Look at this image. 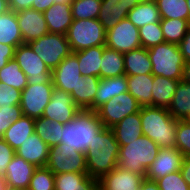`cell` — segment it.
Returning <instances> with one entry per match:
<instances>
[{"label": "cell", "mask_w": 190, "mask_h": 190, "mask_svg": "<svg viewBox=\"0 0 190 190\" xmlns=\"http://www.w3.org/2000/svg\"><path fill=\"white\" fill-rule=\"evenodd\" d=\"M119 150L113 131L104 127L85 152L88 175L99 180L117 167Z\"/></svg>", "instance_id": "cell-1"}, {"label": "cell", "mask_w": 190, "mask_h": 190, "mask_svg": "<svg viewBox=\"0 0 190 190\" xmlns=\"http://www.w3.org/2000/svg\"><path fill=\"white\" fill-rule=\"evenodd\" d=\"M141 129L160 148H175L178 120L168 108L142 106L140 109Z\"/></svg>", "instance_id": "cell-2"}, {"label": "cell", "mask_w": 190, "mask_h": 190, "mask_svg": "<svg viewBox=\"0 0 190 190\" xmlns=\"http://www.w3.org/2000/svg\"><path fill=\"white\" fill-rule=\"evenodd\" d=\"M104 128L98 119L96 111L80 110L75 118L64 124L61 143L63 147H73L85 153L96 136Z\"/></svg>", "instance_id": "cell-3"}, {"label": "cell", "mask_w": 190, "mask_h": 190, "mask_svg": "<svg viewBox=\"0 0 190 190\" xmlns=\"http://www.w3.org/2000/svg\"><path fill=\"white\" fill-rule=\"evenodd\" d=\"M160 147L143 135L127 145L120 146L117 167L146 178L147 169L156 159Z\"/></svg>", "instance_id": "cell-4"}, {"label": "cell", "mask_w": 190, "mask_h": 190, "mask_svg": "<svg viewBox=\"0 0 190 190\" xmlns=\"http://www.w3.org/2000/svg\"><path fill=\"white\" fill-rule=\"evenodd\" d=\"M152 74L182 80L185 61L177 44L164 42L148 49Z\"/></svg>", "instance_id": "cell-5"}, {"label": "cell", "mask_w": 190, "mask_h": 190, "mask_svg": "<svg viewBox=\"0 0 190 190\" xmlns=\"http://www.w3.org/2000/svg\"><path fill=\"white\" fill-rule=\"evenodd\" d=\"M66 37L71 52L106 45V30L98 19L73 20Z\"/></svg>", "instance_id": "cell-6"}, {"label": "cell", "mask_w": 190, "mask_h": 190, "mask_svg": "<svg viewBox=\"0 0 190 190\" xmlns=\"http://www.w3.org/2000/svg\"><path fill=\"white\" fill-rule=\"evenodd\" d=\"M52 72L71 52L66 35L47 33L28 43Z\"/></svg>", "instance_id": "cell-7"}, {"label": "cell", "mask_w": 190, "mask_h": 190, "mask_svg": "<svg viewBox=\"0 0 190 190\" xmlns=\"http://www.w3.org/2000/svg\"><path fill=\"white\" fill-rule=\"evenodd\" d=\"M46 167L54 174L88 173L85 153H81L73 147H63V143L49 147Z\"/></svg>", "instance_id": "cell-8"}, {"label": "cell", "mask_w": 190, "mask_h": 190, "mask_svg": "<svg viewBox=\"0 0 190 190\" xmlns=\"http://www.w3.org/2000/svg\"><path fill=\"white\" fill-rule=\"evenodd\" d=\"M138 101L127 91L112 97L97 110L98 119L105 128H112L124 117L141 109Z\"/></svg>", "instance_id": "cell-9"}, {"label": "cell", "mask_w": 190, "mask_h": 190, "mask_svg": "<svg viewBox=\"0 0 190 190\" xmlns=\"http://www.w3.org/2000/svg\"><path fill=\"white\" fill-rule=\"evenodd\" d=\"M14 60L26 74L28 84L48 83L52 79L51 71L28 44L24 43L15 49Z\"/></svg>", "instance_id": "cell-10"}, {"label": "cell", "mask_w": 190, "mask_h": 190, "mask_svg": "<svg viewBox=\"0 0 190 190\" xmlns=\"http://www.w3.org/2000/svg\"><path fill=\"white\" fill-rule=\"evenodd\" d=\"M54 90L52 79L48 83L28 84L21 92L22 113L33 119L42 117Z\"/></svg>", "instance_id": "cell-11"}, {"label": "cell", "mask_w": 190, "mask_h": 190, "mask_svg": "<svg viewBox=\"0 0 190 190\" xmlns=\"http://www.w3.org/2000/svg\"><path fill=\"white\" fill-rule=\"evenodd\" d=\"M105 46L121 53L141 48L139 28L127 18L121 20L113 28L106 31Z\"/></svg>", "instance_id": "cell-12"}, {"label": "cell", "mask_w": 190, "mask_h": 190, "mask_svg": "<svg viewBox=\"0 0 190 190\" xmlns=\"http://www.w3.org/2000/svg\"><path fill=\"white\" fill-rule=\"evenodd\" d=\"M80 110L70 93L54 87L51 100L46 105L42 116L65 124L72 121Z\"/></svg>", "instance_id": "cell-13"}, {"label": "cell", "mask_w": 190, "mask_h": 190, "mask_svg": "<svg viewBox=\"0 0 190 190\" xmlns=\"http://www.w3.org/2000/svg\"><path fill=\"white\" fill-rule=\"evenodd\" d=\"M53 86L71 93L76 91V86L82 75L79 69L77 56L72 52L51 72Z\"/></svg>", "instance_id": "cell-14"}, {"label": "cell", "mask_w": 190, "mask_h": 190, "mask_svg": "<svg viewBox=\"0 0 190 190\" xmlns=\"http://www.w3.org/2000/svg\"><path fill=\"white\" fill-rule=\"evenodd\" d=\"M184 156L177 148H161L156 159L149 166L146 178L156 181L167 174L179 171Z\"/></svg>", "instance_id": "cell-15"}, {"label": "cell", "mask_w": 190, "mask_h": 190, "mask_svg": "<svg viewBox=\"0 0 190 190\" xmlns=\"http://www.w3.org/2000/svg\"><path fill=\"white\" fill-rule=\"evenodd\" d=\"M16 15L23 43L28 44L49 33L43 12L25 9L16 12Z\"/></svg>", "instance_id": "cell-16"}, {"label": "cell", "mask_w": 190, "mask_h": 190, "mask_svg": "<svg viewBox=\"0 0 190 190\" xmlns=\"http://www.w3.org/2000/svg\"><path fill=\"white\" fill-rule=\"evenodd\" d=\"M142 0H102L98 21L106 31L121 20L127 18L128 12Z\"/></svg>", "instance_id": "cell-17"}, {"label": "cell", "mask_w": 190, "mask_h": 190, "mask_svg": "<svg viewBox=\"0 0 190 190\" xmlns=\"http://www.w3.org/2000/svg\"><path fill=\"white\" fill-rule=\"evenodd\" d=\"M144 177L115 167L99 179V190H138Z\"/></svg>", "instance_id": "cell-18"}, {"label": "cell", "mask_w": 190, "mask_h": 190, "mask_svg": "<svg viewBox=\"0 0 190 190\" xmlns=\"http://www.w3.org/2000/svg\"><path fill=\"white\" fill-rule=\"evenodd\" d=\"M36 168V166L15 154L7 166L6 174L3 176L6 186L27 190Z\"/></svg>", "instance_id": "cell-19"}, {"label": "cell", "mask_w": 190, "mask_h": 190, "mask_svg": "<svg viewBox=\"0 0 190 190\" xmlns=\"http://www.w3.org/2000/svg\"><path fill=\"white\" fill-rule=\"evenodd\" d=\"M15 154L36 167H45L49 146L34 132L15 150Z\"/></svg>", "instance_id": "cell-20"}, {"label": "cell", "mask_w": 190, "mask_h": 190, "mask_svg": "<svg viewBox=\"0 0 190 190\" xmlns=\"http://www.w3.org/2000/svg\"><path fill=\"white\" fill-rule=\"evenodd\" d=\"M44 18L47 23L49 33L66 35L72 24L71 4L51 5L45 12Z\"/></svg>", "instance_id": "cell-21"}, {"label": "cell", "mask_w": 190, "mask_h": 190, "mask_svg": "<svg viewBox=\"0 0 190 190\" xmlns=\"http://www.w3.org/2000/svg\"><path fill=\"white\" fill-rule=\"evenodd\" d=\"M55 190H99V180L88 173L55 174Z\"/></svg>", "instance_id": "cell-22"}, {"label": "cell", "mask_w": 190, "mask_h": 190, "mask_svg": "<svg viewBox=\"0 0 190 190\" xmlns=\"http://www.w3.org/2000/svg\"><path fill=\"white\" fill-rule=\"evenodd\" d=\"M99 81L100 78L97 76H82L76 86V91L70 93L74 103L81 110L94 111V99L98 91Z\"/></svg>", "instance_id": "cell-23"}, {"label": "cell", "mask_w": 190, "mask_h": 190, "mask_svg": "<svg viewBox=\"0 0 190 190\" xmlns=\"http://www.w3.org/2000/svg\"><path fill=\"white\" fill-rule=\"evenodd\" d=\"M128 91L127 76L100 79L94 99V111L118 94Z\"/></svg>", "instance_id": "cell-24"}, {"label": "cell", "mask_w": 190, "mask_h": 190, "mask_svg": "<svg viewBox=\"0 0 190 190\" xmlns=\"http://www.w3.org/2000/svg\"><path fill=\"white\" fill-rule=\"evenodd\" d=\"M120 146L127 145L138 137L143 136L141 129L140 111L124 117L119 123L110 128Z\"/></svg>", "instance_id": "cell-25"}, {"label": "cell", "mask_w": 190, "mask_h": 190, "mask_svg": "<svg viewBox=\"0 0 190 190\" xmlns=\"http://www.w3.org/2000/svg\"><path fill=\"white\" fill-rule=\"evenodd\" d=\"M153 74L127 76L128 92L141 106H152Z\"/></svg>", "instance_id": "cell-26"}, {"label": "cell", "mask_w": 190, "mask_h": 190, "mask_svg": "<svg viewBox=\"0 0 190 190\" xmlns=\"http://www.w3.org/2000/svg\"><path fill=\"white\" fill-rule=\"evenodd\" d=\"M35 119L22 115L16 122L4 132L2 138L16 150L34 133Z\"/></svg>", "instance_id": "cell-27"}, {"label": "cell", "mask_w": 190, "mask_h": 190, "mask_svg": "<svg viewBox=\"0 0 190 190\" xmlns=\"http://www.w3.org/2000/svg\"><path fill=\"white\" fill-rule=\"evenodd\" d=\"M123 55L126 76L152 74V63L148 49L141 47L123 53Z\"/></svg>", "instance_id": "cell-28"}, {"label": "cell", "mask_w": 190, "mask_h": 190, "mask_svg": "<svg viewBox=\"0 0 190 190\" xmlns=\"http://www.w3.org/2000/svg\"><path fill=\"white\" fill-rule=\"evenodd\" d=\"M181 80H173L154 75L152 87V106L168 108L172 103L173 95Z\"/></svg>", "instance_id": "cell-29"}, {"label": "cell", "mask_w": 190, "mask_h": 190, "mask_svg": "<svg viewBox=\"0 0 190 190\" xmlns=\"http://www.w3.org/2000/svg\"><path fill=\"white\" fill-rule=\"evenodd\" d=\"M73 53L77 56L80 73L83 77L97 76L100 78L103 46H94Z\"/></svg>", "instance_id": "cell-30"}, {"label": "cell", "mask_w": 190, "mask_h": 190, "mask_svg": "<svg viewBox=\"0 0 190 190\" xmlns=\"http://www.w3.org/2000/svg\"><path fill=\"white\" fill-rule=\"evenodd\" d=\"M127 19L137 28L160 22V14L154 0H142L128 12Z\"/></svg>", "instance_id": "cell-31"}, {"label": "cell", "mask_w": 190, "mask_h": 190, "mask_svg": "<svg viewBox=\"0 0 190 190\" xmlns=\"http://www.w3.org/2000/svg\"><path fill=\"white\" fill-rule=\"evenodd\" d=\"M0 44L11 45L15 48L24 44L16 12L12 10L0 15Z\"/></svg>", "instance_id": "cell-32"}, {"label": "cell", "mask_w": 190, "mask_h": 190, "mask_svg": "<svg viewBox=\"0 0 190 190\" xmlns=\"http://www.w3.org/2000/svg\"><path fill=\"white\" fill-rule=\"evenodd\" d=\"M100 79L125 75L124 55L103 45Z\"/></svg>", "instance_id": "cell-33"}, {"label": "cell", "mask_w": 190, "mask_h": 190, "mask_svg": "<svg viewBox=\"0 0 190 190\" xmlns=\"http://www.w3.org/2000/svg\"><path fill=\"white\" fill-rule=\"evenodd\" d=\"M168 111L177 120L190 116V83L179 81Z\"/></svg>", "instance_id": "cell-34"}, {"label": "cell", "mask_w": 190, "mask_h": 190, "mask_svg": "<svg viewBox=\"0 0 190 190\" xmlns=\"http://www.w3.org/2000/svg\"><path fill=\"white\" fill-rule=\"evenodd\" d=\"M63 126L64 123L55 122L42 116L35 119L34 132L51 147L61 143Z\"/></svg>", "instance_id": "cell-35"}, {"label": "cell", "mask_w": 190, "mask_h": 190, "mask_svg": "<svg viewBox=\"0 0 190 190\" xmlns=\"http://www.w3.org/2000/svg\"><path fill=\"white\" fill-rule=\"evenodd\" d=\"M161 19H182L189 22V9L186 0H154Z\"/></svg>", "instance_id": "cell-36"}, {"label": "cell", "mask_w": 190, "mask_h": 190, "mask_svg": "<svg viewBox=\"0 0 190 190\" xmlns=\"http://www.w3.org/2000/svg\"><path fill=\"white\" fill-rule=\"evenodd\" d=\"M0 82L20 91L28 85L26 74L21 70L18 63L12 59L0 70Z\"/></svg>", "instance_id": "cell-37"}, {"label": "cell", "mask_w": 190, "mask_h": 190, "mask_svg": "<svg viewBox=\"0 0 190 190\" xmlns=\"http://www.w3.org/2000/svg\"><path fill=\"white\" fill-rule=\"evenodd\" d=\"M160 25L165 42L177 45L183 40L190 27V23L182 19H161Z\"/></svg>", "instance_id": "cell-38"}, {"label": "cell", "mask_w": 190, "mask_h": 190, "mask_svg": "<svg viewBox=\"0 0 190 190\" xmlns=\"http://www.w3.org/2000/svg\"><path fill=\"white\" fill-rule=\"evenodd\" d=\"M102 0H72L71 10L73 20L97 19Z\"/></svg>", "instance_id": "cell-39"}, {"label": "cell", "mask_w": 190, "mask_h": 190, "mask_svg": "<svg viewBox=\"0 0 190 190\" xmlns=\"http://www.w3.org/2000/svg\"><path fill=\"white\" fill-rule=\"evenodd\" d=\"M141 47L150 49L158 44L164 43L160 22L145 25L139 28Z\"/></svg>", "instance_id": "cell-40"}, {"label": "cell", "mask_w": 190, "mask_h": 190, "mask_svg": "<svg viewBox=\"0 0 190 190\" xmlns=\"http://www.w3.org/2000/svg\"><path fill=\"white\" fill-rule=\"evenodd\" d=\"M55 174L46 166L37 167L27 190H55Z\"/></svg>", "instance_id": "cell-41"}, {"label": "cell", "mask_w": 190, "mask_h": 190, "mask_svg": "<svg viewBox=\"0 0 190 190\" xmlns=\"http://www.w3.org/2000/svg\"><path fill=\"white\" fill-rule=\"evenodd\" d=\"M175 148H177L184 157H190V123L187 120H178Z\"/></svg>", "instance_id": "cell-42"}, {"label": "cell", "mask_w": 190, "mask_h": 190, "mask_svg": "<svg viewBox=\"0 0 190 190\" xmlns=\"http://www.w3.org/2000/svg\"><path fill=\"white\" fill-rule=\"evenodd\" d=\"M156 183L160 190H190V187L183 179L180 170L157 179Z\"/></svg>", "instance_id": "cell-43"}, {"label": "cell", "mask_w": 190, "mask_h": 190, "mask_svg": "<svg viewBox=\"0 0 190 190\" xmlns=\"http://www.w3.org/2000/svg\"><path fill=\"white\" fill-rule=\"evenodd\" d=\"M23 115L20 104L11 107H0V138L4 132Z\"/></svg>", "instance_id": "cell-44"}, {"label": "cell", "mask_w": 190, "mask_h": 190, "mask_svg": "<svg viewBox=\"0 0 190 190\" xmlns=\"http://www.w3.org/2000/svg\"><path fill=\"white\" fill-rule=\"evenodd\" d=\"M21 92L18 89L0 82V107H11L21 102Z\"/></svg>", "instance_id": "cell-45"}, {"label": "cell", "mask_w": 190, "mask_h": 190, "mask_svg": "<svg viewBox=\"0 0 190 190\" xmlns=\"http://www.w3.org/2000/svg\"><path fill=\"white\" fill-rule=\"evenodd\" d=\"M15 155V150L3 139L0 138V176H4L7 166Z\"/></svg>", "instance_id": "cell-46"}, {"label": "cell", "mask_w": 190, "mask_h": 190, "mask_svg": "<svg viewBox=\"0 0 190 190\" xmlns=\"http://www.w3.org/2000/svg\"><path fill=\"white\" fill-rule=\"evenodd\" d=\"M15 47L7 44H0V70L9 60L14 59Z\"/></svg>", "instance_id": "cell-47"}, {"label": "cell", "mask_w": 190, "mask_h": 190, "mask_svg": "<svg viewBox=\"0 0 190 190\" xmlns=\"http://www.w3.org/2000/svg\"><path fill=\"white\" fill-rule=\"evenodd\" d=\"M72 0H35L32 8L34 10L45 12L51 5L56 4H71Z\"/></svg>", "instance_id": "cell-48"}, {"label": "cell", "mask_w": 190, "mask_h": 190, "mask_svg": "<svg viewBox=\"0 0 190 190\" xmlns=\"http://www.w3.org/2000/svg\"><path fill=\"white\" fill-rule=\"evenodd\" d=\"M185 63L190 62V27L183 40L178 44Z\"/></svg>", "instance_id": "cell-49"}, {"label": "cell", "mask_w": 190, "mask_h": 190, "mask_svg": "<svg viewBox=\"0 0 190 190\" xmlns=\"http://www.w3.org/2000/svg\"><path fill=\"white\" fill-rule=\"evenodd\" d=\"M35 0H11L9 9L14 12H19L25 9H31Z\"/></svg>", "instance_id": "cell-50"}, {"label": "cell", "mask_w": 190, "mask_h": 190, "mask_svg": "<svg viewBox=\"0 0 190 190\" xmlns=\"http://www.w3.org/2000/svg\"><path fill=\"white\" fill-rule=\"evenodd\" d=\"M180 172L183 179L190 187V157H184Z\"/></svg>", "instance_id": "cell-51"}, {"label": "cell", "mask_w": 190, "mask_h": 190, "mask_svg": "<svg viewBox=\"0 0 190 190\" xmlns=\"http://www.w3.org/2000/svg\"><path fill=\"white\" fill-rule=\"evenodd\" d=\"M142 190H160V189L156 181L144 178L142 181Z\"/></svg>", "instance_id": "cell-52"}, {"label": "cell", "mask_w": 190, "mask_h": 190, "mask_svg": "<svg viewBox=\"0 0 190 190\" xmlns=\"http://www.w3.org/2000/svg\"><path fill=\"white\" fill-rule=\"evenodd\" d=\"M182 81L190 83V62L184 64Z\"/></svg>", "instance_id": "cell-53"}, {"label": "cell", "mask_w": 190, "mask_h": 190, "mask_svg": "<svg viewBox=\"0 0 190 190\" xmlns=\"http://www.w3.org/2000/svg\"><path fill=\"white\" fill-rule=\"evenodd\" d=\"M9 3L6 0H0V15L9 11Z\"/></svg>", "instance_id": "cell-54"}, {"label": "cell", "mask_w": 190, "mask_h": 190, "mask_svg": "<svg viewBox=\"0 0 190 190\" xmlns=\"http://www.w3.org/2000/svg\"><path fill=\"white\" fill-rule=\"evenodd\" d=\"M6 187H7V186H6L4 177H3V176H0V190H5Z\"/></svg>", "instance_id": "cell-55"}, {"label": "cell", "mask_w": 190, "mask_h": 190, "mask_svg": "<svg viewBox=\"0 0 190 190\" xmlns=\"http://www.w3.org/2000/svg\"><path fill=\"white\" fill-rule=\"evenodd\" d=\"M187 1V6L189 9V23H190V0H186Z\"/></svg>", "instance_id": "cell-56"}, {"label": "cell", "mask_w": 190, "mask_h": 190, "mask_svg": "<svg viewBox=\"0 0 190 190\" xmlns=\"http://www.w3.org/2000/svg\"><path fill=\"white\" fill-rule=\"evenodd\" d=\"M5 190H22V189H16V188H9V187H6Z\"/></svg>", "instance_id": "cell-57"}, {"label": "cell", "mask_w": 190, "mask_h": 190, "mask_svg": "<svg viewBox=\"0 0 190 190\" xmlns=\"http://www.w3.org/2000/svg\"><path fill=\"white\" fill-rule=\"evenodd\" d=\"M186 120L190 123V116Z\"/></svg>", "instance_id": "cell-58"}, {"label": "cell", "mask_w": 190, "mask_h": 190, "mask_svg": "<svg viewBox=\"0 0 190 190\" xmlns=\"http://www.w3.org/2000/svg\"><path fill=\"white\" fill-rule=\"evenodd\" d=\"M138 190H142V182H141L140 188Z\"/></svg>", "instance_id": "cell-59"}]
</instances>
